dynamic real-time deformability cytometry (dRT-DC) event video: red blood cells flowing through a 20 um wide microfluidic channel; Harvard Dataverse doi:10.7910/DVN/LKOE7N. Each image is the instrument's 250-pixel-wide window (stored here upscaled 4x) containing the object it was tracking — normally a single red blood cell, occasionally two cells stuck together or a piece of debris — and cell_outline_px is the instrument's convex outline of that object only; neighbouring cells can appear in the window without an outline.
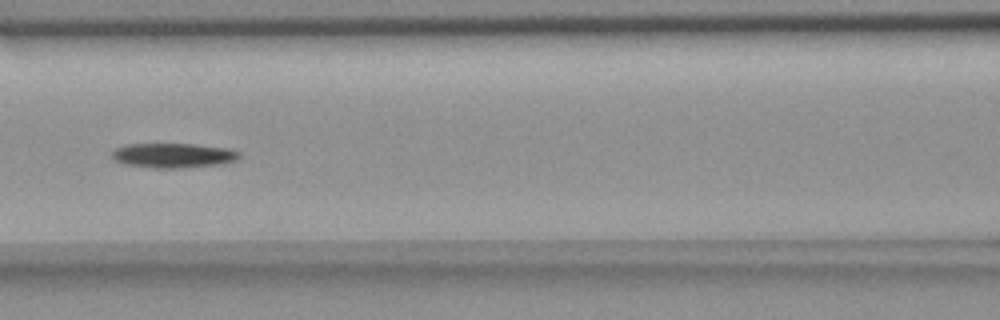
{"species": "common noctule bat (a hibernating species)", "species_latin": "Nyctalus noctula", "temperature_condition": "room temperature", "stored_images_in_passage": 8, "camera_frame_rate_fps": 3000, "um_per_image_px": 0.085, "animal": {"sex": "female", "body_mass_g": 18.4}, "frame": {"image": 1, "passage_image": 7, "time_ms": 7.0, "image_size_px": [1000, 320], "cell_outline_px": [[240, 156], [236, 160], [224, 164], [180, 168], [152, 168], [124, 164], [116, 160], [112, 156], [112, 152], [116, 148], [128, 144], [192, 144], [228, 148], [240, 152]], "centroid_in_image_um": [14.76, 13.22], "position_along_channel_um": 151.8, "area_um2": 18.32}}